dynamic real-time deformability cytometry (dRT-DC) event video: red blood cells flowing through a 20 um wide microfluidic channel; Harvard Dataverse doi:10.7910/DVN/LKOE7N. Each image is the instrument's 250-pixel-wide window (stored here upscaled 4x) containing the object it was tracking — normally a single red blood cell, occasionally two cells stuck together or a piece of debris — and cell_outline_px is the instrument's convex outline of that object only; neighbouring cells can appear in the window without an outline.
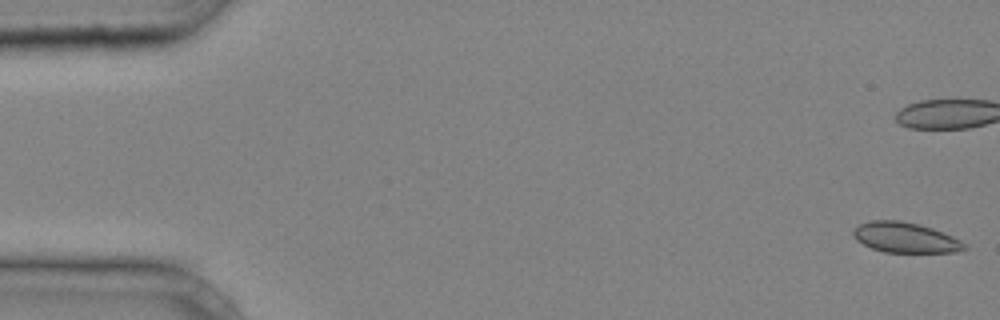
{"species": "common noctule bat (a hibernating species)", "species_latin": "Nyctalus noctula", "temperature_condition": "cold", "stored_images_in_passage": 41, "camera_frame_rate_fps": 3000, "um_per_image_px": 0.085, "animal": {"sex": "male", "body_mass_g": 20.4}, "frame": {"image": 1, "passage_image": 1, "time_ms": 0.0, "image_size_px": [1000, 320], "cell_outline_px": [[968, 248], [956, 252], [884, 252], [872, 248], [856, 240], [852, 236], [852, 232], [860, 224], [872, 220], [900, 220], [920, 224], [932, 228], [952, 236], [960, 240]], "centroid_in_image_um": [76.94, 20.19], "position_along_channel_um": 8.1, "area_um2": 19.54}}